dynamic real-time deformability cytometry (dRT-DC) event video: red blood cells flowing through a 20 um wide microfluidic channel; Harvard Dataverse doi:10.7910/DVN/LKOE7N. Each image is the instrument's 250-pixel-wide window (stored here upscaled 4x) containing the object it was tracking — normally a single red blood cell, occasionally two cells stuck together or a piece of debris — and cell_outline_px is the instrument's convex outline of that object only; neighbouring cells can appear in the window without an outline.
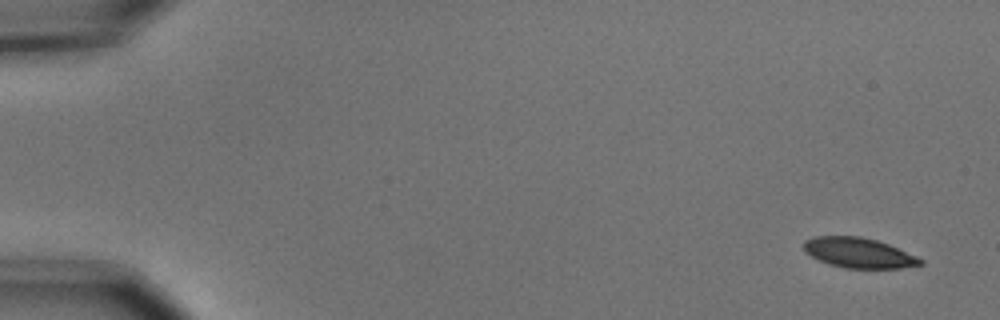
{"species": "common noctule bat (a hibernating species)", "species_latin": "Nyctalus noctula", "temperature_condition": "cold", "stored_images_in_passage": 6, "segment_of_instrument_passage": [2, 2], "camera_frame_rate_fps": 3000, "um_per_image_px": 0.085, "animal": {"sex": "male", "body_mass_g": 15.6}, "frame": {"image": 1, "passage_image": 6, "time_ms": 1.667, "image_size_px": [1000, 320], "cell_outline_px": [[924, 264], [900, 268], [844, 268], [828, 264], [804, 252], [804, 240], [816, 236], [860, 236], [876, 240], [888, 244], [916, 256], [924, 260]], "centroid_in_image_um": [72.98, 21.49], "position_along_channel_um": 12.0, "area_um2": 20.4}}